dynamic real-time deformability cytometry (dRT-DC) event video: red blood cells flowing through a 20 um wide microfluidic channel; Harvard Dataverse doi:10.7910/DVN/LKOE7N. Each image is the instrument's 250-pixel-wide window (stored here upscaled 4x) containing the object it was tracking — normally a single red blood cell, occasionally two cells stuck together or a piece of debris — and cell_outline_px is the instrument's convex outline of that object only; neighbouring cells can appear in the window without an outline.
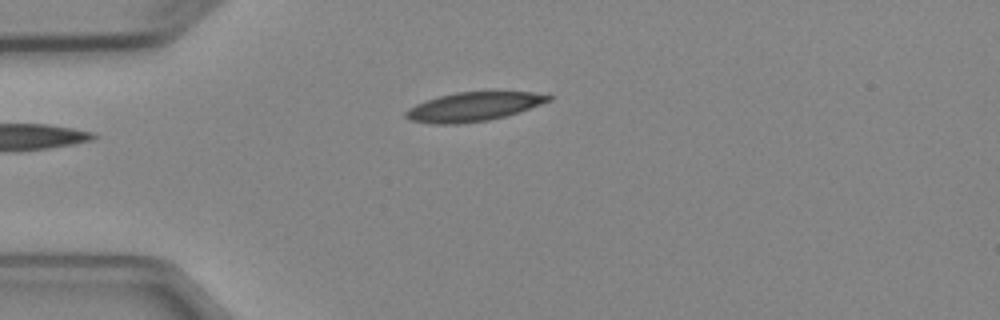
{"species": "Egyptian fruit bat (a non-hibernating species)", "species_latin": "Rousettus aegyptiacus", "temperature_condition": "cold", "stored_images_in_passage": 3, "camera_frame_rate_fps": 3000, "um_per_image_px": 0.085, "animal": {"sex": "female"}, "frame": {"image": 1, "passage_image": 3, "time_ms": 3.333, "image_size_px": [1000, 320], "cell_outline_px": [[552, 100], [504, 116], [488, 120], [456, 124], [432, 124], [408, 120], [404, 116], [404, 112], [408, 108], [416, 104], [440, 96], [456, 92], [532, 92], [552, 96]], "centroid_in_image_um": [40.18, 9.08], "position_along_channel_um": 44.8, "area_um2": 23.76}}